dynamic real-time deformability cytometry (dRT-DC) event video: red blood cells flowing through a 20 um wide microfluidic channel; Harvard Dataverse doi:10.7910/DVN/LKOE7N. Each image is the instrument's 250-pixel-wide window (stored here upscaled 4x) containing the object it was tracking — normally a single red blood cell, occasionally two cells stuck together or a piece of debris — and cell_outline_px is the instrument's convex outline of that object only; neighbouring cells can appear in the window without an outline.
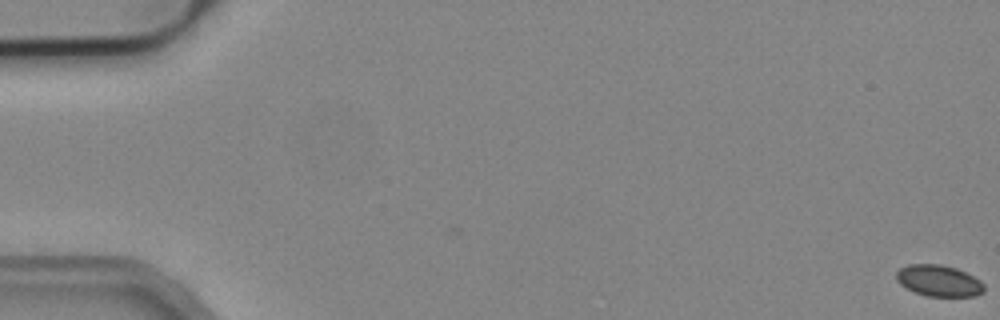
{"species": "common noctule bat (a hibernating species)", "species_latin": "Nyctalus noctula", "temperature_condition": "cold", "stored_images_in_passage": 56, "camera_frame_rate_fps": 3000, "um_per_image_px": 0.085, "animal": {"sex": "male", "body_mass_g": 19.2, "forearm_length_mm": 51.8}, "frame": {"image": 1, "passage_image": 1, "time_ms": 0.0, "image_size_px": [1000, 320], "cell_outline_px": [[984, 292], [976, 296], [928, 296], [916, 292], [900, 284], [896, 280], [896, 272], [900, 268], [908, 264], [940, 264], [956, 268], [980, 280], [984, 284]], "centroid_in_image_um": [79.8, 23.86], "position_along_channel_um": 5.2, "area_um2": 15.95}}
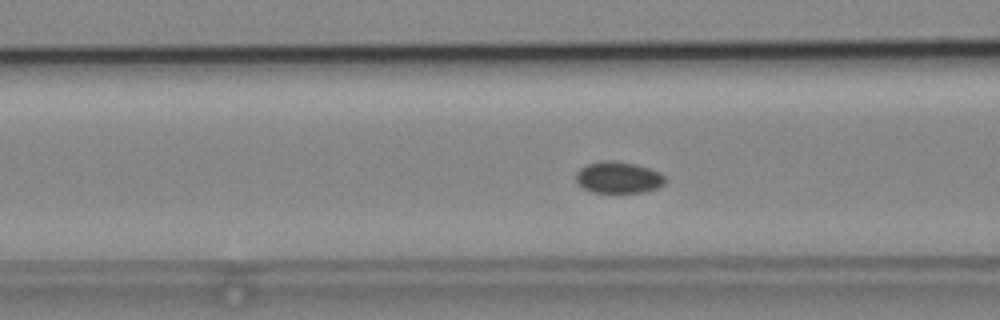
{"frame": {"image": 2, "passage_image": 23, "time_ms": 7.333, "image_size_px": [1000, 320], "cell_outline_px": [[664, 184], [656, 188], [640, 192], [592, 192], [584, 188], [576, 180], [576, 172], [580, 168], [588, 164], [600, 160], [612, 160], [636, 164], [660, 172], [664, 176]], "centroid_in_image_um": [52.54, 15.07], "position_along_channel_um": 114.1, "area_um2": 16.24}}
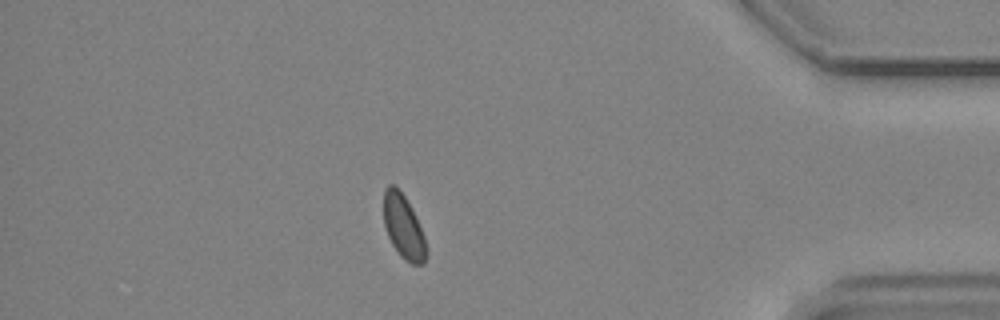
{"frame": {"image": 3, "passage_image": 49, "time_ms": 16.0, "image_size_px": [1000, 320], "cell_outline_px": [[428, 252], [424, 264], [412, 264], [404, 260], [400, 256], [392, 244], [388, 236], [384, 224], [384, 188], [388, 184], [392, 184], [404, 196], [424, 236]], "centroid_in_image_um": [34.29, 19.34], "position_along_channel_um": 400.9, "area_um2": 15.55}}